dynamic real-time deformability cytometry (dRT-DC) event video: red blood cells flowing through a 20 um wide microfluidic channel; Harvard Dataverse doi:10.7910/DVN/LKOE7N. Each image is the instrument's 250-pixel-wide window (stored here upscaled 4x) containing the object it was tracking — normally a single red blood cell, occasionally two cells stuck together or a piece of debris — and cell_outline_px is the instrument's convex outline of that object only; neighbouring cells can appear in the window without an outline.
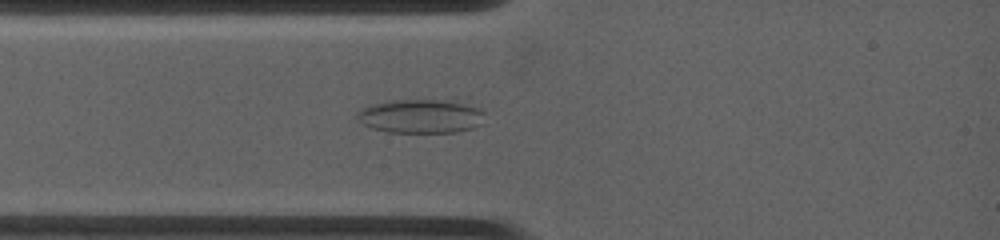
{"species": "common noctule bat (a hibernating species)", "species_latin": "Nyctalus noctula", "temperature_condition": "warm", "stored_images_in_passage": 1, "camera_frame_rate_fps": 4500, "um_per_image_px": 0.085, "animal": {"sex": "female", "body_mass_g": 19.0, "forearm_length_mm": 53.3}, "frame": {"image": 1, "passage_image": 1, "time_ms": 0.0, "image_size_px": [1000, 240], "cell_outline_px": [[484, 112], [480, 124], [472, 128], [456, 132], [388, 132], [372, 128], [364, 124], [356, 116], [356, 112], [360, 108], [368, 104], [392, 100], [448, 96], [476, 108]], "centroid_in_image_um": [35.76, 9.81], "position_along_channel_um": 49.2, "area_um2": 26.18}}